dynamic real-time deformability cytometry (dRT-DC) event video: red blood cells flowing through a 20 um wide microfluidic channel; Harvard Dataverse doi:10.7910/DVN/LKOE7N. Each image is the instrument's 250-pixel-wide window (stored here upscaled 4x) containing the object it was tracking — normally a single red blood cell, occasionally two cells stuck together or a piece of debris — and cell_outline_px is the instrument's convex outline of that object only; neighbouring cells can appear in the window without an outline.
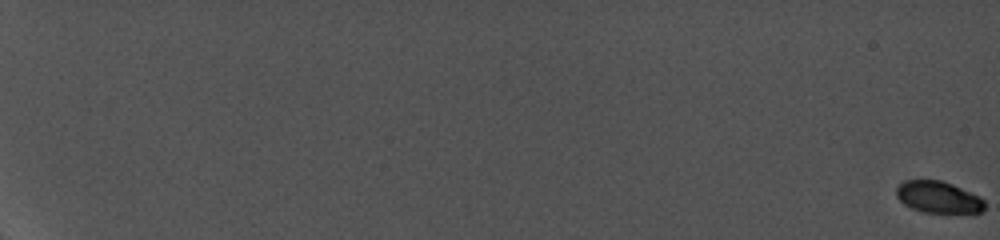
{"species": "common noctule bat (a hibernating species)", "species_latin": "Nyctalus noctula", "temperature_condition": "cold", "stored_images_in_passage": 61, "camera_frame_rate_fps": 5000, "um_per_image_px": 0.085, "animal": {"sex": "female", "body_mass_g": 19.0, "forearm_length_mm": 56.7}, "frame": {"image": 1, "passage_image": 1, "time_ms": 0.0, "image_size_px": [1000, 240], "cell_outline_px": [[984, 212], [972, 216], [960, 216], [920, 212], [904, 204], [896, 196], [896, 188], [904, 180], [940, 180], [952, 184], [984, 200]], "centroid_in_image_um": [79.81, 16.84], "position_along_channel_um": 5.2, "area_um2": 17.11}}
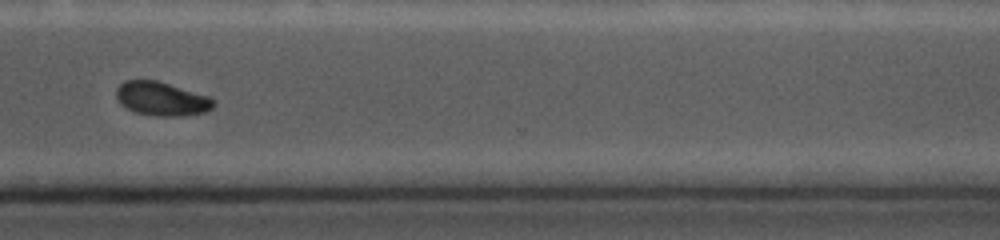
{"frame": {"image": 2, "passage_image": 54, "time_ms": 17.0, "image_size_px": [1000, 240], "cell_outline_px": [[216, 104], [212, 108], [204, 112], [180, 116], [156, 116], [136, 112], [120, 104], [116, 96], [116, 88], [124, 80], [156, 80], [212, 96], [216, 100]], "centroid_in_image_um": [13.78, 8.38], "position_along_channel_um": 356.8, "area_um2": 19.36}}
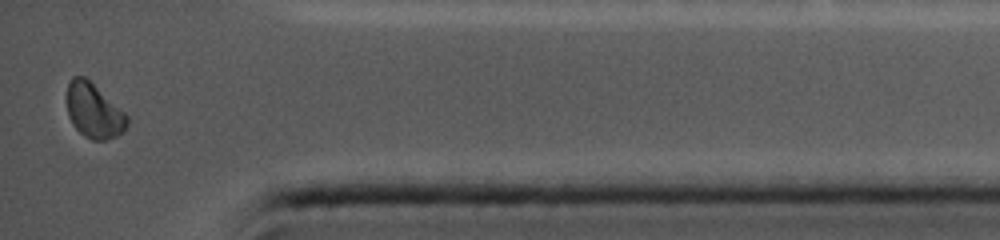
{"frame": {"image": 3, "passage_image": 61, "time_ms": 19.0, "image_size_px": [1000, 240], "cell_outline_px": [[128, 124], [124, 132], [116, 136], [104, 140], [92, 140], [84, 136], [72, 124], [68, 116], [68, 84], [72, 76], [84, 76], [124, 112], [128, 116]], "centroid_in_image_um": [7.98, 9.44], "position_along_channel_um": 427.2, "area_um2": 18.9}, "authors_computed_cell_mechanics": {"area_um2": 18.6694, "velocity_mm_per_s": 3.8084, "shape_relaxation_time_tau1_ms": 2.2224, "shape_relaxation_time_tau2_ms": 4.416, "deformation_change_tau1": 0.0931, "deformation_change_tau2": 0.052}}